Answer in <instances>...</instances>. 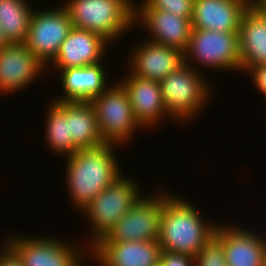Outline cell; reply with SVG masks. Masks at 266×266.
I'll return each instance as SVG.
<instances>
[{"mask_svg": "<svg viewBox=\"0 0 266 266\" xmlns=\"http://www.w3.org/2000/svg\"><path fill=\"white\" fill-rule=\"evenodd\" d=\"M116 146L105 143L96 148L79 149L67 157L66 188L70 202L80 211L123 175L116 158Z\"/></svg>", "mask_w": 266, "mask_h": 266, "instance_id": "cell-1", "label": "cell"}, {"mask_svg": "<svg viewBox=\"0 0 266 266\" xmlns=\"http://www.w3.org/2000/svg\"><path fill=\"white\" fill-rule=\"evenodd\" d=\"M187 201L174 194L166 198L158 243L161 250L195 257L214 236L217 224L205 221Z\"/></svg>", "mask_w": 266, "mask_h": 266, "instance_id": "cell-2", "label": "cell"}, {"mask_svg": "<svg viewBox=\"0 0 266 266\" xmlns=\"http://www.w3.org/2000/svg\"><path fill=\"white\" fill-rule=\"evenodd\" d=\"M134 0H67L63 4L74 27L100 35L109 43L134 27Z\"/></svg>", "mask_w": 266, "mask_h": 266, "instance_id": "cell-3", "label": "cell"}, {"mask_svg": "<svg viewBox=\"0 0 266 266\" xmlns=\"http://www.w3.org/2000/svg\"><path fill=\"white\" fill-rule=\"evenodd\" d=\"M198 70L184 62L159 81L165 108L172 119L182 124L197 118L212 94L211 83Z\"/></svg>", "mask_w": 266, "mask_h": 266, "instance_id": "cell-4", "label": "cell"}, {"mask_svg": "<svg viewBox=\"0 0 266 266\" xmlns=\"http://www.w3.org/2000/svg\"><path fill=\"white\" fill-rule=\"evenodd\" d=\"M138 186L136 180L134 182V179L122 175L79 211L85 214L86 220L88 218L93 231L89 241L86 240L89 248L104 237L143 196Z\"/></svg>", "mask_w": 266, "mask_h": 266, "instance_id": "cell-5", "label": "cell"}, {"mask_svg": "<svg viewBox=\"0 0 266 266\" xmlns=\"http://www.w3.org/2000/svg\"><path fill=\"white\" fill-rule=\"evenodd\" d=\"M90 103L95 110L98 128L105 143L126 145L133 133L135 135L136 131L145 129L135 118L128 92L120 81L113 83Z\"/></svg>", "mask_w": 266, "mask_h": 266, "instance_id": "cell-6", "label": "cell"}, {"mask_svg": "<svg viewBox=\"0 0 266 266\" xmlns=\"http://www.w3.org/2000/svg\"><path fill=\"white\" fill-rule=\"evenodd\" d=\"M196 61V62H193ZM184 62L219 71H241L239 32H219L192 28ZM198 62V63H197ZM195 64V65H194Z\"/></svg>", "mask_w": 266, "mask_h": 266, "instance_id": "cell-7", "label": "cell"}, {"mask_svg": "<svg viewBox=\"0 0 266 266\" xmlns=\"http://www.w3.org/2000/svg\"><path fill=\"white\" fill-rule=\"evenodd\" d=\"M65 241L42 235L33 238L14 235L9 236L5 243L16 253L24 266H84L83 254H90L86 242L85 246L82 244L80 248L79 245Z\"/></svg>", "mask_w": 266, "mask_h": 266, "instance_id": "cell-8", "label": "cell"}, {"mask_svg": "<svg viewBox=\"0 0 266 266\" xmlns=\"http://www.w3.org/2000/svg\"><path fill=\"white\" fill-rule=\"evenodd\" d=\"M154 192L137 203L97 242L153 241L160 235L163 204L170 193Z\"/></svg>", "mask_w": 266, "mask_h": 266, "instance_id": "cell-9", "label": "cell"}, {"mask_svg": "<svg viewBox=\"0 0 266 266\" xmlns=\"http://www.w3.org/2000/svg\"><path fill=\"white\" fill-rule=\"evenodd\" d=\"M73 24L67 8L35 9L32 13L26 46L49 69L62 42L68 36Z\"/></svg>", "mask_w": 266, "mask_h": 266, "instance_id": "cell-10", "label": "cell"}, {"mask_svg": "<svg viewBox=\"0 0 266 266\" xmlns=\"http://www.w3.org/2000/svg\"><path fill=\"white\" fill-rule=\"evenodd\" d=\"M134 5V24L141 23L144 29L149 30L148 41L186 51L192 31L190 19L151 9L144 1L139 7Z\"/></svg>", "mask_w": 266, "mask_h": 266, "instance_id": "cell-11", "label": "cell"}, {"mask_svg": "<svg viewBox=\"0 0 266 266\" xmlns=\"http://www.w3.org/2000/svg\"><path fill=\"white\" fill-rule=\"evenodd\" d=\"M46 69L26 44H8L0 50V94L26 89Z\"/></svg>", "mask_w": 266, "mask_h": 266, "instance_id": "cell-12", "label": "cell"}, {"mask_svg": "<svg viewBox=\"0 0 266 266\" xmlns=\"http://www.w3.org/2000/svg\"><path fill=\"white\" fill-rule=\"evenodd\" d=\"M220 223V224H219ZM217 223L214 237L222 244L227 266H262L266 237L238 225ZM256 233V234H255Z\"/></svg>", "mask_w": 266, "mask_h": 266, "instance_id": "cell-13", "label": "cell"}, {"mask_svg": "<svg viewBox=\"0 0 266 266\" xmlns=\"http://www.w3.org/2000/svg\"><path fill=\"white\" fill-rule=\"evenodd\" d=\"M161 248L158 240L96 242L88 258L101 266H159Z\"/></svg>", "mask_w": 266, "mask_h": 266, "instance_id": "cell-14", "label": "cell"}, {"mask_svg": "<svg viewBox=\"0 0 266 266\" xmlns=\"http://www.w3.org/2000/svg\"><path fill=\"white\" fill-rule=\"evenodd\" d=\"M130 53L128 72L158 82L184 63V52L148 40L141 41Z\"/></svg>", "mask_w": 266, "mask_h": 266, "instance_id": "cell-15", "label": "cell"}, {"mask_svg": "<svg viewBox=\"0 0 266 266\" xmlns=\"http://www.w3.org/2000/svg\"><path fill=\"white\" fill-rule=\"evenodd\" d=\"M108 44L109 42L100 35L73 26L60 45L55 59L49 64L50 68L54 67L59 71L102 62Z\"/></svg>", "mask_w": 266, "mask_h": 266, "instance_id": "cell-16", "label": "cell"}, {"mask_svg": "<svg viewBox=\"0 0 266 266\" xmlns=\"http://www.w3.org/2000/svg\"><path fill=\"white\" fill-rule=\"evenodd\" d=\"M127 90L135 118L144 128L155 127L169 117L158 81L139 78L127 72L120 82Z\"/></svg>", "mask_w": 266, "mask_h": 266, "instance_id": "cell-17", "label": "cell"}, {"mask_svg": "<svg viewBox=\"0 0 266 266\" xmlns=\"http://www.w3.org/2000/svg\"><path fill=\"white\" fill-rule=\"evenodd\" d=\"M99 62L94 65L59 70L63 93L52 101L73 102L91 101L101 95L110 85L107 84L105 68Z\"/></svg>", "mask_w": 266, "mask_h": 266, "instance_id": "cell-18", "label": "cell"}, {"mask_svg": "<svg viewBox=\"0 0 266 266\" xmlns=\"http://www.w3.org/2000/svg\"><path fill=\"white\" fill-rule=\"evenodd\" d=\"M247 7L238 0H194L192 28L239 32Z\"/></svg>", "mask_w": 266, "mask_h": 266, "instance_id": "cell-19", "label": "cell"}, {"mask_svg": "<svg viewBox=\"0 0 266 266\" xmlns=\"http://www.w3.org/2000/svg\"><path fill=\"white\" fill-rule=\"evenodd\" d=\"M241 71L266 64V17L257 8H247L239 28Z\"/></svg>", "mask_w": 266, "mask_h": 266, "instance_id": "cell-20", "label": "cell"}, {"mask_svg": "<svg viewBox=\"0 0 266 266\" xmlns=\"http://www.w3.org/2000/svg\"><path fill=\"white\" fill-rule=\"evenodd\" d=\"M68 128L73 143L79 149L96 148L105 144L90 101L68 102Z\"/></svg>", "mask_w": 266, "mask_h": 266, "instance_id": "cell-21", "label": "cell"}, {"mask_svg": "<svg viewBox=\"0 0 266 266\" xmlns=\"http://www.w3.org/2000/svg\"><path fill=\"white\" fill-rule=\"evenodd\" d=\"M34 9L26 0H0V28L8 44H25Z\"/></svg>", "mask_w": 266, "mask_h": 266, "instance_id": "cell-22", "label": "cell"}, {"mask_svg": "<svg viewBox=\"0 0 266 266\" xmlns=\"http://www.w3.org/2000/svg\"><path fill=\"white\" fill-rule=\"evenodd\" d=\"M45 118L46 143L53 153L64 155V158L75 154L79 148L69 135L68 102H50Z\"/></svg>", "mask_w": 266, "mask_h": 266, "instance_id": "cell-23", "label": "cell"}, {"mask_svg": "<svg viewBox=\"0 0 266 266\" xmlns=\"http://www.w3.org/2000/svg\"><path fill=\"white\" fill-rule=\"evenodd\" d=\"M195 266H227L222 244L213 236L194 257Z\"/></svg>", "mask_w": 266, "mask_h": 266, "instance_id": "cell-24", "label": "cell"}, {"mask_svg": "<svg viewBox=\"0 0 266 266\" xmlns=\"http://www.w3.org/2000/svg\"><path fill=\"white\" fill-rule=\"evenodd\" d=\"M151 9L164 10L169 14L192 19L194 0H144Z\"/></svg>", "mask_w": 266, "mask_h": 266, "instance_id": "cell-25", "label": "cell"}, {"mask_svg": "<svg viewBox=\"0 0 266 266\" xmlns=\"http://www.w3.org/2000/svg\"><path fill=\"white\" fill-rule=\"evenodd\" d=\"M159 266H195L194 257L161 250Z\"/></svg>", "mask_w": 266, "mask_h": 266, "instance_id": "cell-26", "label": "cell"}, {"mask_svg": "<svg viewBox=\"0 0 266 266\" xmlns=\"http://www.w3.org/2000/svg\"><path fill=\"white\" fill-rule=\"evenodd\" d=\"M248 72L250 73V77H252L251 81L253 82L255 88H257L266 99V64L250 67L246 74Z\"/></svg>", "mask_w": 266, "mask_h": 266, "instance_id": "cell-27", "label": "cell"}, {"mask_svg": "<svg viewBox=\"0 0 266 266\" xmlns=\"http://www.w3.org/2000/svg\"><path fill=\"white\" fill-rule=\"evenodd\" d=\"M3 245L0 249V266H24L15 252L6 243Z\"/></svg>", "mask_w": 266, "mask_h": 266, "instance_id": "cell-28", "label": "cell"}, {"mask_svg": "<svg viewBox=\"0 0 266 266\" xmlns=\"http://www.w3.org/2000/svg\"><path fill=\"white\" fill-rule=\"evenodd\" d=\"M242 2L247 8L258 7L261 3L266 2V0H238Z\"/></svg>", "mask_w": 266, "mask_h": 266, "instance_id": "cell-29", "label": "cell"}, {"mask_svg": "<svg viewBox=\"0 0 266 266\" xmlns=\"http://www.w3.org/2000/svg\"><path fill=\"white\" fill-rule=\"evenodd\" d=\"M7 45H8V42L6 41L4 34L2 33L1 28H0V50Z\"/></svg>", "mask_w": 266, "mask_h": 266, "instance_id": "cell-30", "label": "cell"}, {"mask_svg": "<svg viewBox=\"0 0 266 266\" xmlns=\"http://www.w3.org/2000/svg\"><path fill=\"white\" fill-rule=\"evenodd\" d=\"M257 8H258V9L263 13V15L266 17V2L261 3Z\"/></svg>", "mask_w": 266, "mask_h": 266, "instance_id": "cell-31", "label": "cell"}, {"mask_svg": "<svg viewBox=\"0 0 266 266\" xmlns=\"http://www.w3.org/2000/svg\"><path fill=\"white\" fill-rule=\"evenodd\" d=\"M262 266H266V250H265V254H264V258H263V265Z\"/></svg>", "mask_w": 266, "mask_h": 266, "instance_id": "cell-32", "label": "cell"}]
</instances>
